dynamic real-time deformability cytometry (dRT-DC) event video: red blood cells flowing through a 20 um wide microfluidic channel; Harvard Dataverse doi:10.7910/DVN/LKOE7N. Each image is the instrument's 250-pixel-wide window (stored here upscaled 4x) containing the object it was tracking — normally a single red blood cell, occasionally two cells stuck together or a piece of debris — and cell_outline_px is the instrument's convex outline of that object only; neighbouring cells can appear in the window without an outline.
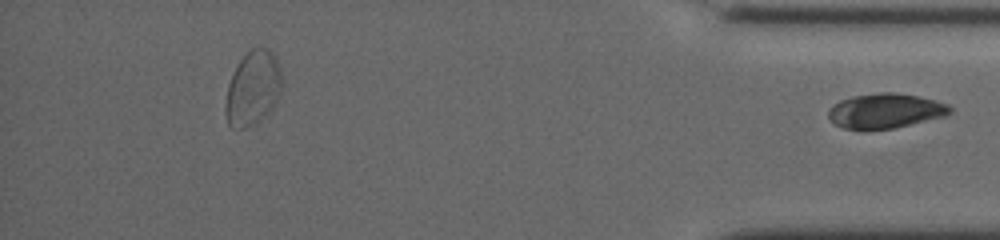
{"species": "common noctule bat (a hibernating species)", "species_latin": "Nyctalus noctula", "temperature_condition": "cold", "stored_images_in_passage": 45, "segment_of_instrument_passage": [2, 2], "camera_frame_rate_fps": 3000, "um_per_image_px": 0.085, "animal": {"sex": "female", "body_mass_g": 19.5, "forearm_length_mm": 54.1}, "frame": {"image": 1, "passage_image": 45, "time_ms": 14.667, "image_size_px": [1000, 240], "cell_outline_px": [[952, 112], [948, 116], [896, 128], [844, 128], [832, 124], [828, 120], [828, 112], [832, 104], [840, 100], [852, 96], [880, 92], [892, 92], [920, 96], [948, 104], [952, 108]], "centroid_in_image_um": [75.27, 9.41], "position_along_channel_um": 359.9, "area_um2": 24.85}}